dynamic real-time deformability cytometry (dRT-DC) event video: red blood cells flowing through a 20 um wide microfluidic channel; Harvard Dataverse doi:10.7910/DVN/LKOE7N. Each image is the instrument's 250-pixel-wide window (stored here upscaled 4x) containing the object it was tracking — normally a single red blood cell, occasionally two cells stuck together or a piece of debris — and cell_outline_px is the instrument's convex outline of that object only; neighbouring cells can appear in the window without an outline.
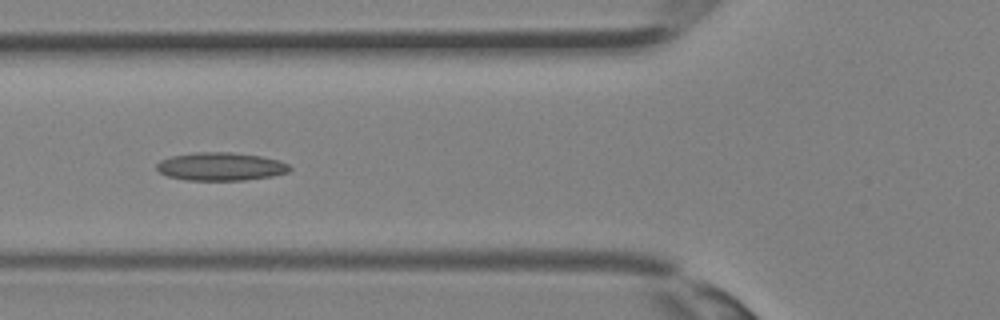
{"species": "Egyptian fruit bat (a non-hibernating species)", "species_latin": "Rousettus aegyptiacus", "temperature_condition": "room temperature", "stored_images_in_passage": 26, "camera_frame_rate_fps": 3000, "um_per_image_px": 0.085, "animal": {"sex": "female"}, "frame": {"image": 1, "passage_image": 5, "time_ms": 1.333, "image_size_px": [1000, 320], "cell_outline_px": [[292, 168], [288, 172], [272, 176], [244, 180], [188, 180], [168, 176], [160, 172], [156, 168], [156, 164], [160, 160], [172, 156], [192, 152], [232, 152], [260, 156], [280, 160], [288, 164]], "centroid_in_image_um": [18.77, 14.15], "position_along_channel_um": 107.0, "area_um2": 21.85}}